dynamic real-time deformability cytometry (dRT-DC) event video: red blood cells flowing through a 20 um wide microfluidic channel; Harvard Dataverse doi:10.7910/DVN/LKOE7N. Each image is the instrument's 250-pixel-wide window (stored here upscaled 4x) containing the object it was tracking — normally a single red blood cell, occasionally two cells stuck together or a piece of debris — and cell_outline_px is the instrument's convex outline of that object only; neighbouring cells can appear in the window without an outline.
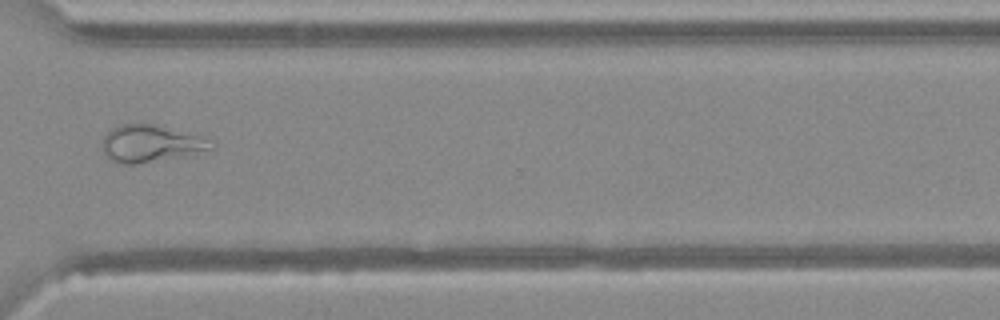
{"species": "Egyptian fruit bat (a non-hibernating species)", "species_latin": "Rousettus aegyptiacus", "temperature_condition": "warm", "stored_images_in_passage": 35, "camera_frame_rate_fps": 3000, "um_per_image_px": 0.085, "animal": {"sex": "female"}, "frame": {"image": 1, "passage_image": 23, "time_ms": 7.333, "image_size_px": [1000, 320], "cell_outline_px": [[216, 144], [212, 148], [188, 156], [140, 164], [116, 164], [108, 160], [100, 144], [104, 136], [112, 128], [120, 124], [140, 120], [208, 136]], "centroid_in_image_um": [12.84, 12.17], "position_along_channel_um": 357.8, "area_um2": 25.09}}
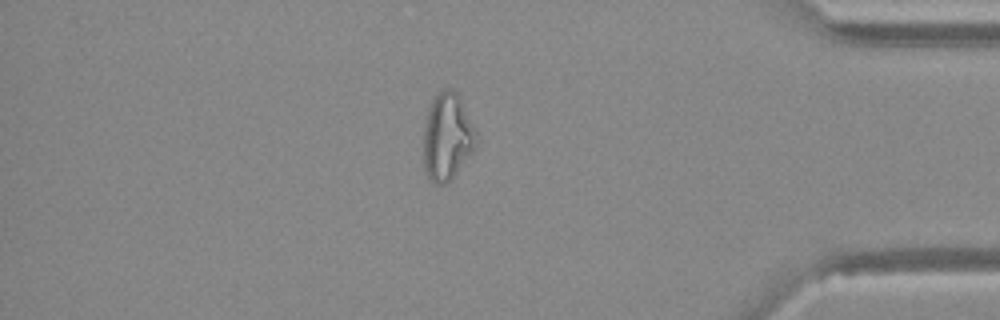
{"frame": {"image": 2, "passage_image": 28, "time_ms": 9.0, "image_size_px": [1000, 320], "cell_outline_px": [[476, 144], [472, 152], [452, 180], [444, 184], [432, 184], [424, 168], [424, 128], [428, 108], [436, 92], [440, 88], [452, 88], [456, 92], [476, 132]], "centroid_in_image_um": [37.99, 11.64], "position_along_channel_um": 397.2, "area_um2": 26.7}}
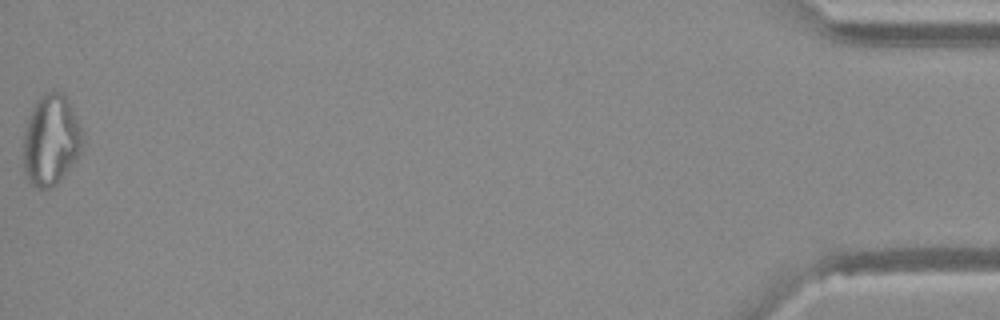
{"frame": {"image": 3, "passage_image": 35, "time_ms": 11.333, "image_size_px": [1000, 320], "cell_outline_px": [[84, 144], [76, 160], [60, 180], [52, 188], [36, 188], [28, 180], [24, 172], [24, 132], [32, 108], [36, 100], [40, 96], [52, 88], [60, 92], [68, 100], [80, 128], [84, 140]], "centroid_in_image_um": [4.33, 11.91], "position_along_channel_um": 430.9, "area_um2": 31.27}}